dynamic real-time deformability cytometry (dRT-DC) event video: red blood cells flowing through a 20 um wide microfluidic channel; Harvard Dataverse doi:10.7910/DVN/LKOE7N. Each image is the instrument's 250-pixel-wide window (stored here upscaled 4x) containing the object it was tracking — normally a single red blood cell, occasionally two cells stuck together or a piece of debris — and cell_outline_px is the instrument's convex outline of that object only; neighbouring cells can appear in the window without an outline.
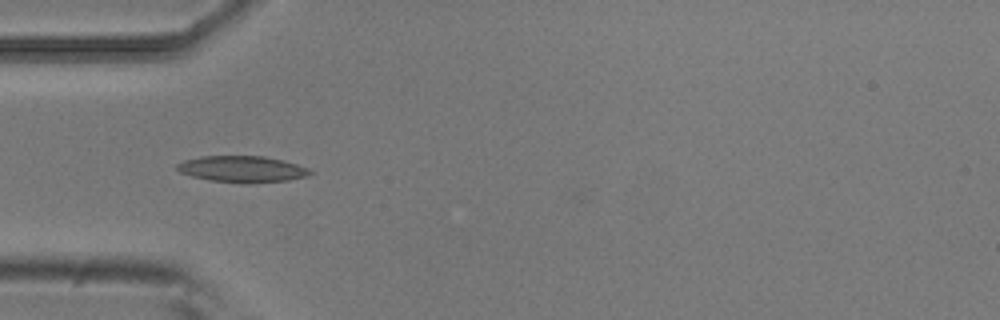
{"species": "common noctule bat (a hibernating species)", "species_latin": "Nyctalus noctula", "temperature_condition": "room temperature", "stored_images_in_passage": 10, "camera_frame_rate_fps": 3000, "um_per_image_px": 0.085, "animal": {"sex": "male", "body_mass_g": 20.5, "forearm_length_mm": 52.5}, "frame": {"image": 1, "passage_image": 4, "time_ms": 1.0, "image_size_px": [1000, 320], "cell_outline_px": [[312, 172], [308, 176], [288, 180], [208, 180], [192, 176], [180, 172], [176, 168], [176, 164], [184, 160], [200, 156], [264, 156], [284, 160], [308, 168]], "centroid_in_image_um": [20.55, 14.31], "position_along_channel_um": 64.5, "area_um2": 19.42}}
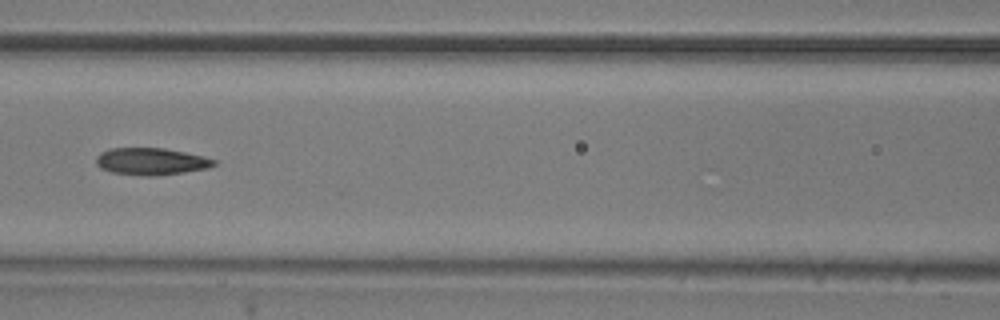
{"frame": {"image": 2, "passage_image": 6, "time_ms": 1.667, "image_size_px": [1000, 320], "cell_outline_px": [[216, 164], [208, 168], [184, 172], [156, 176], [148, 176], [112, 172], [100, 168], [96, 164], [96, 156], [100, 152], [112, 148], [164, 148], [204, 156], [216, 160]], "centroid_in_image_um": [12.84, 13.72], "position_along_channel_um": 153.8, "area_um2": 18.55}}
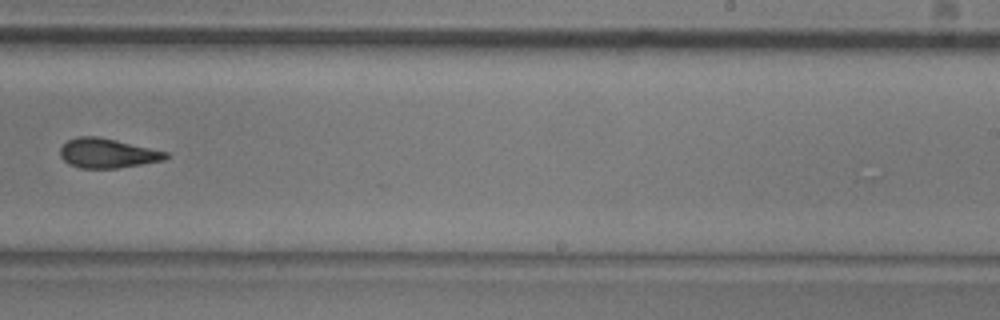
{"frame": {"image": 3, "passage_image": 9, "time_ms": 2.667, "image_size_px": [1000, 320], "cell_outline_px": [[168, 156], [164, 160], [116, 168], [80, 168], [68, 164], [60, 156], [60, 148], [68, 140], [76, 136], [96, 136], [116, 140], [168, 152]], "centroid_in_image_um": [9.09, 13.02], "position_along_channel_um": 279.9, "area_um2": 18.03}}